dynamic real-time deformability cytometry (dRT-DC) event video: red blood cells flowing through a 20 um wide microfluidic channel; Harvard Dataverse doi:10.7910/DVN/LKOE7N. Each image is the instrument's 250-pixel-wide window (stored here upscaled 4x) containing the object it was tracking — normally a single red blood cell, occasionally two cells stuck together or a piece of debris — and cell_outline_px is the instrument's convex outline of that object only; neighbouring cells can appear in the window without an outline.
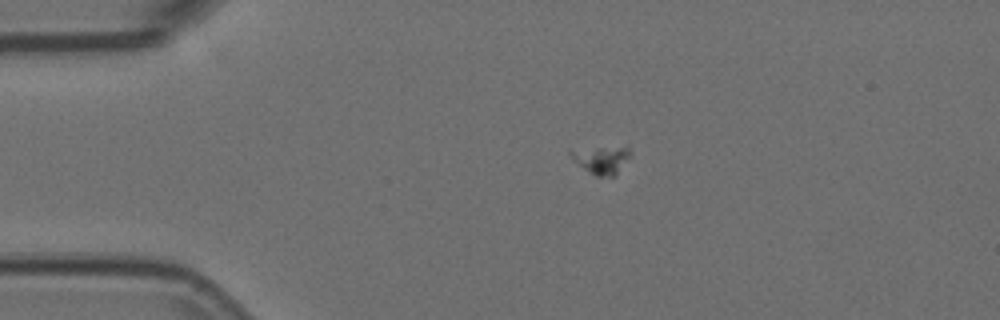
{"species": "Egyptian fruit bat (a non-hibernating species)", "species_latin": "Rousettus aegyptiacus", "temperature_condition": "room temperature", "stored_images_in_passage": 6, "camera_frame_rate_fps": 3000, "um_per_image_px": 0.085, "animal": {"sex": "female"}, "frame": {"image": 1, "passage_image": 4, "time_ms": 1.0, "image_size_px": [1000, 320], "cell_outline_px": [[628, 156], [616, 176], [596, 176], [572, 160], [568, 152], [568, 148], [628, 144]], "centroid_in_image_um": [51.06, 13.49], "position_along_channel_um": 33.9, "area_um2": 10.17}}
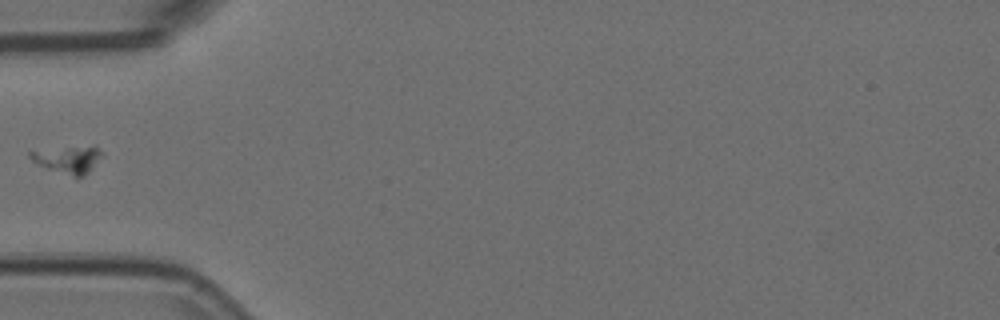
{"frame": {"image": 2, "passage_image": 6, "time_ms": 1.667, "image_size_px": [1000, 320], "cell_outline_px": [[100, 156], [88, 172], [84, 176], [72, 176], [48, 168], [32, 160], [28, 156], [28, 152], [92, 144], [96, 144], [100, 152]], "centroid_in_image_um": [5.8, 13.52], "position_along_channel_um": 79.2, "area_um2": 10.98}}